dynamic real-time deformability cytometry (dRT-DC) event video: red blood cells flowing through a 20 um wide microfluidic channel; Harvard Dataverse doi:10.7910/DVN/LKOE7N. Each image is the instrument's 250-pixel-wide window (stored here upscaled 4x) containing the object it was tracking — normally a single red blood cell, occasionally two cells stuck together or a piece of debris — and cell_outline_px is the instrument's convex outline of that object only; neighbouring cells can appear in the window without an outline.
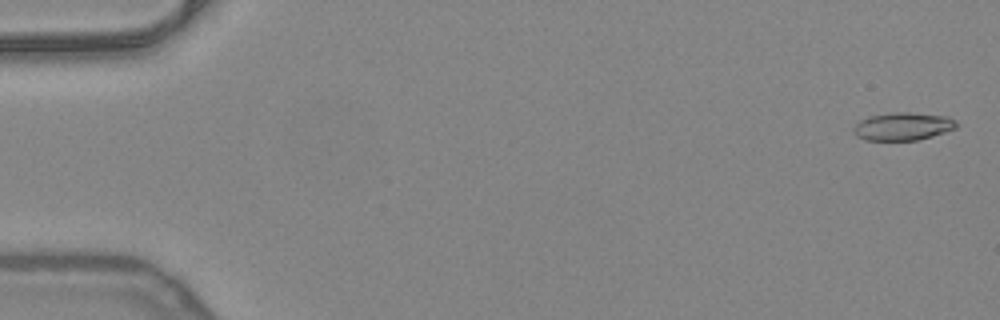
{"species": "common noctule bat (a hibernating species)", "species_latin": "Nyctalus noctula", "temperature_condition": "warm", "stored_images_in_passage": 52, "camera_frame_rate_fps": 3000, "um_per_image_px": 0.085, "animal": {"sex": "female", "body_mass_g": 24.6, "forearm_length_mm": 56.2}, "frame": {"image": 1, "passage_image": 2, "time_ms": 0.333, "image_size_px": [1000, 320], "cell_outline_px": [[956, 128], [932, 136], [916, 140], [864, 140], [856, 136], [852, 128], [860, 120], [868, 116], [892, 112], [908, 112], [948, 116], [956, 120]], "centroid_in_image_um": [76.72, 10.73], "position_along_channel_um": 8.3, "area_um2": 16.76}}
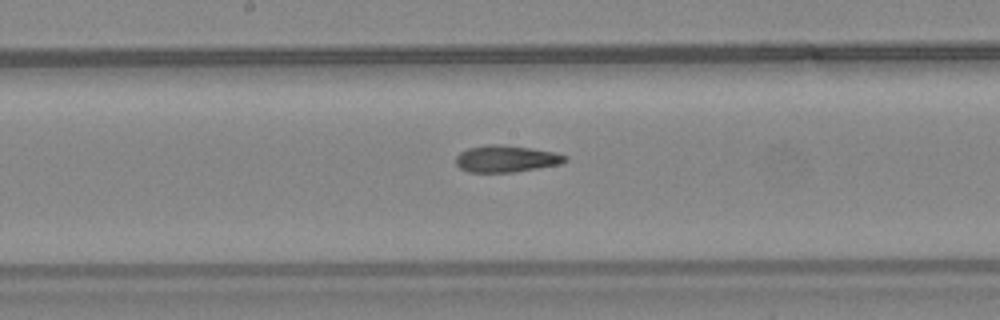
{"frame": {"image": 2, "passage_image": 28, "time_ms": 9.0, "image_size_px": [1000, 320], "cell_outline_px": [[568, 160], [564, 164], [516, 172], [468, 172], [460, 168], [456, 164], [456, 156], [460, 152], [468, 148], [488, 144], [500, 144], [556, 152], [568, 156]], "centroid_in_image_um": [43.07, 13.5], "position_along_channel_um": 205.1, "area_um2": 17.28}}
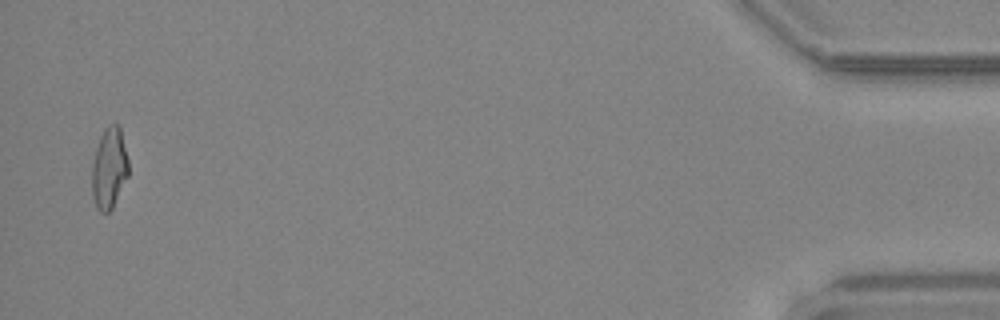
{"frame": {"image": 3, "passage_image": 51, "time_ms": 16.667, "image_size_px": [1000, 320], "cell_outline_px": [[128, 176], [112, 208], [108, 212], [100, 212], [96, 208], [92, 196], [92, 164], [96, 148], [100, 136], [104, 128], [108, 124], [120, 124], [128, 160]], "centroid_in_image_um": [9.28, 14.27], "position_along_channel_um": 425.9, "area_um2": 17.4}, "authors_computed_cell_mechanics": {"area_um2": 17.1377, "velocity_mm_per_s": 4.0416, "shape_relaxation_time_tau1_ms": null, "shape_relaxation_time_tau2_ms": 3.3491, "deformation_change_tau1": null, "deformation_change_tau2": 0.136}}